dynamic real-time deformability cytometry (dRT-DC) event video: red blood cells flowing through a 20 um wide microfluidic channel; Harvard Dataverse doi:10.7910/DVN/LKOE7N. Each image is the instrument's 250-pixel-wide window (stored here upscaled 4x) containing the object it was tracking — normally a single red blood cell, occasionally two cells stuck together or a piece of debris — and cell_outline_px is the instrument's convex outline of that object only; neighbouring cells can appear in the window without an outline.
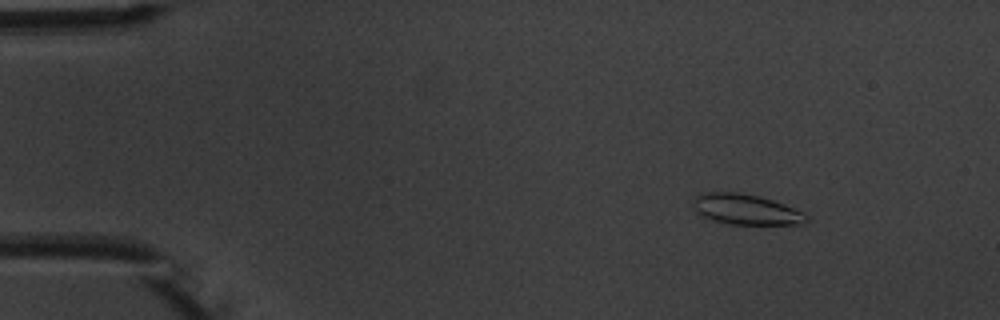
{"species": "common noctule bat (a hibernating species)", "species_latin": "Nyctalus noctula", "temperature_condition": "warm", "stored_images_in_passage": 3, "camera_frame_rate_fps": 3000, "um_per_image_px": 0.085, "animal": {"sex": "male", "body_mass_g": 20.1, "forearm_length_mm": 53.5}, "frame": {"image": 1, "passage_image": 1, "time_ms": 0.0, "image_size_px": [1000, 320], "cell_outline_px": [[808, 220], [800, 224], [732, 224], [712, 220], [696, 212], [692, 204], [692, 200], [696, 196], [708, 192], [736, 192], [760, 196], [784, 204], [804, 212], [808, 216]], "centroid_in_image_um": [63.4, 17.79], "position_along_channel_um": 21.6, "area_um2": 20.0}}